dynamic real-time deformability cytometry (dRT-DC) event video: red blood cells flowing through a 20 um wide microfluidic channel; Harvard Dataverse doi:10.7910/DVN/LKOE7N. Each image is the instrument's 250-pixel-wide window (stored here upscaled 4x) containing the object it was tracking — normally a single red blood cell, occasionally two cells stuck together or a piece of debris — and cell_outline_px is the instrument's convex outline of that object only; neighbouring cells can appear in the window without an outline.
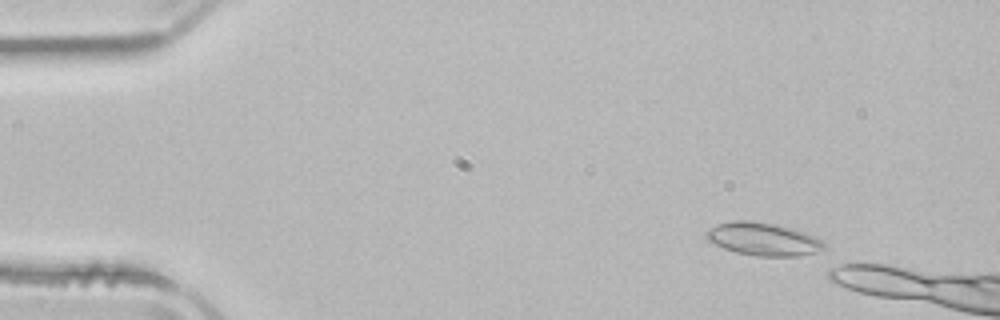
{"species": "common noctule bat (a hibernating species)", "species_latin": "Nyctalus noctula", "temperature_condition": "room temperature", "stored_images_in_passage": 7, "camera_frame_rate_fps": 3000, "um_per_image_px": 0.085, "animal": {"sex": "male", "body_mass_g": 21.5, "forearm_length_mm": 52.0}, "frame": {"image": 1, "passage_image": 2, "time_ms": 0.333, "image_size_px": [1000, 320], "cell_outline_px": [[828, 248], [816, 252], [800, 256], [756, 256], [736, 252], [724, 248], [708, 240], [704, 236], [704, 232], [708, 228], [716, 224], [732, 220], [752, 220], [776, 224], [792, 228], [804, 232], [828, 244]], "centroid_in_image_um": [64.86, 20.31], "position_along_channel_um": 20.1, "area_um2": 22.89}}